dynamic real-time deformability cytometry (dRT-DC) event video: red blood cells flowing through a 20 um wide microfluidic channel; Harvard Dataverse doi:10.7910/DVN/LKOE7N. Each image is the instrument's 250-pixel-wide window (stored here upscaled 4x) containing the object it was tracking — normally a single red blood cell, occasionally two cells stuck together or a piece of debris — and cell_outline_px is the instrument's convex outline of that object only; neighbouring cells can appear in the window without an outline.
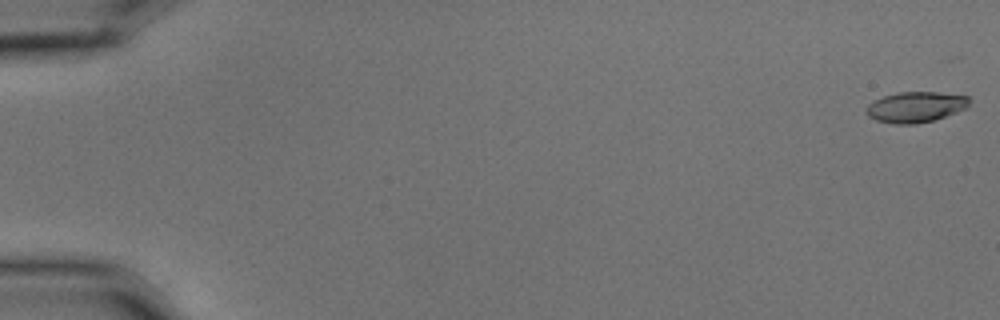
{"species": "common noctule bat (a hibernating species)", "species_latin": "Nyctalus noctula", "temperature_condition": "cold", "stored_images_in_passage": 7, "camera_frame_rate_fps": 3000, "um_per_image_px": 0.085, "animal": {"sex": "male", "body_mass_g": 15.6}, "frame": {"image": 1, "passage_image": 1, "time_ms": 0.0, "image_size_px": [1000, 320], "cell_outline_px": [[968, 108], [932, 120], [916, 124], [896, 124], [876, 120], [868, 116], [864, 112], [868, 104], [884, 96], [900, 92], [936, 92], [968, 96]], "centroid_in_image_um": [77.8, 9.1], "position_along_channel_um": 7.2, "area_um2": 18.21}}
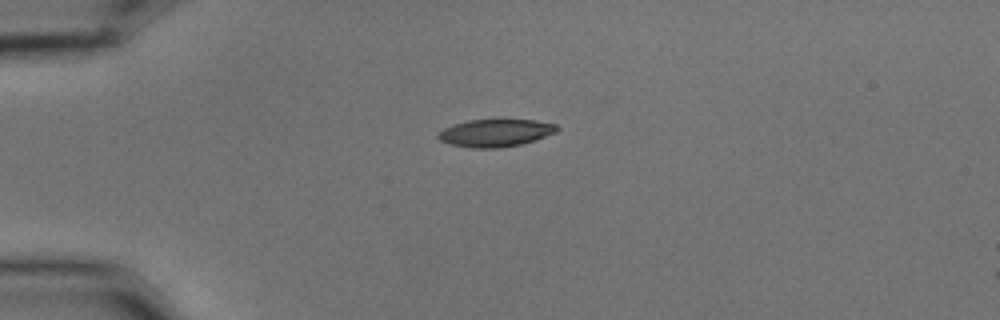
{"frame": {"image": 2, "passage_image": 5, "time_ms": 1.333, "image_size_px": [1000, 320], "cell_outline_px": [[560, 128], [556, 132], [536, 140], [520, 144], [500, 148], [472, 148], [452, 144], [440, 140], [436, 136], [444, 128], [452, 124], [468, 120], [536, 120], [556, 124]], "centroid_in_image_um": [42.13, 11.29], "position_along_channel_um": 42.9, "area_um2": 19.02}}
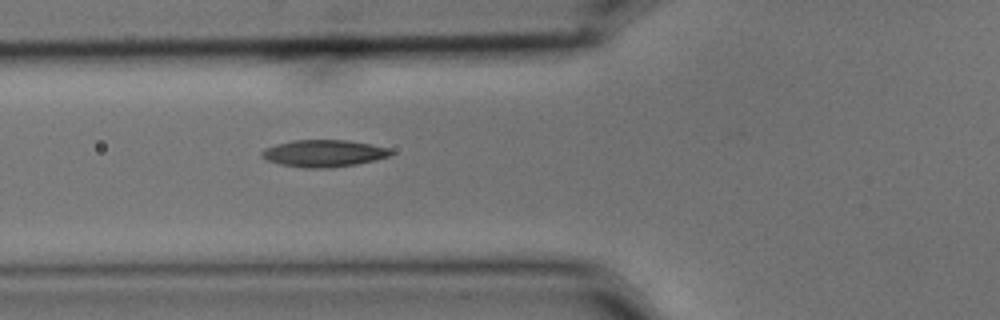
{"frame": {"image": 3, "passage_image": 7, "time_ms": 2.0, "image_size_px": [1000, 320], "cell_outline_px": [[392, 152], [388, 156], [376, 160], [356, 164], [332, 168], [304, 168], [280, 164], [268, 160], [260, 156], [260, 152], [264, 148], [276, 144], [292, 140], [348, 140], [388, 148]], "centroid_in_image_um": [27.47, 13.04], "position_along_channel_um": 98.3, "area_um2": 20.29}}